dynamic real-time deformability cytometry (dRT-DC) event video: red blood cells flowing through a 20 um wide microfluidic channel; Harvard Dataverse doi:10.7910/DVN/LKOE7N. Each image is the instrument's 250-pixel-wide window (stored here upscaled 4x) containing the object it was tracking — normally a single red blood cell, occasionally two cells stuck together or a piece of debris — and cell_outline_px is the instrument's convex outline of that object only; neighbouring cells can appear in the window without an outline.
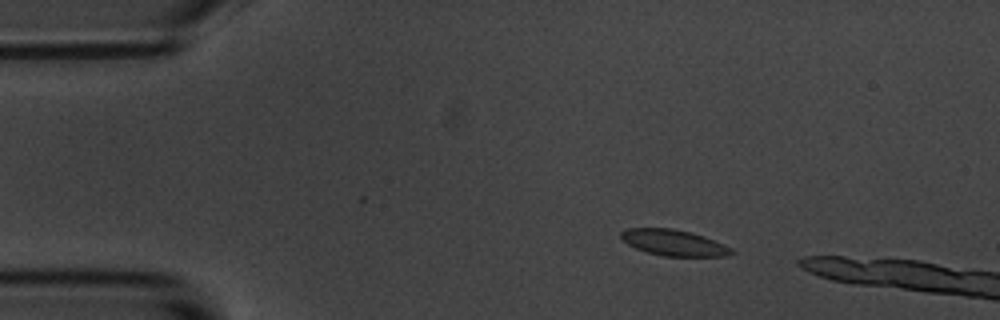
{"species": "common noctule bat (a hibernating species)", "species_latin": "Nyctalus noctula", "temperature_condition": "room temperature", "stored_images_in_passage": 4, "camera_frame_rate_fps": 3000, "um_per_image_px": 0.085, "animal": {"sex": "male", "body_mass_g": 20.1, "forearm_length_mm": 53.5}, "frame": {"image": 1, "passage_image": 3, "time_ms": 2.333, "image_size_px": [1000, 320], "cell_outline_px": [[736, 252], [728, 256], [664, 256], [648, 252], [636, 248], [628, 244], [620, 236], [620, 232], [624, 228], [672, 228], [692, 232], [704, 236], [724, 244], [732, 248]], "centroid_in_image_um": [57.29, 20.62], "position_along_channel_um": 27.7, "area_um2": 16.82}}